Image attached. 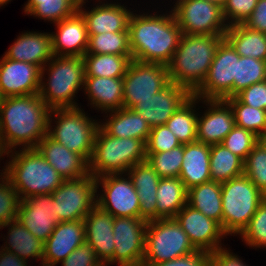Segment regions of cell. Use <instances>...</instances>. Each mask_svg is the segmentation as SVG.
Listing matches in <instances>:
<instances>
[{
	"mask_svg": "<svg viewBox=\"0 0 266 266\" xmlns=\"http://www.w3.org/2000/svg\"><path fill=\"white\" fill-rule=\"evenodd\" d=\"M50 110L39 94L4 98L0 107V147L3 152L36 148L48 135Z\"/></svg>",
	"mask_w": 266,
	"mask_h": 266,
	"instance_id": "1",
	"label": "cell"
},
{
	"mask_svg": "<svg viewBox=\"0 0 266 266\" xmlns=\"http://www.w3.org/2000/svg\"><path fill=\"white\" fill-rule=\"evenodd\" d=\"M140 12L134 10L129 20L132 59L168 65L176 51L182 31L171 9ZM136 12V13H135ZM150 13V14H149ZM161 13V14H160Z\"/></svg>",
	"mask_w": 266,
	"mask_h": 266,
	"instance_id": "2",
	"label": "cell"
},
{
	"mask_svg": "<svg viewBox=\"0 0 266 266\" xmlns=\"http://www.w3.org/2000/svg\"><path fill=\"white\" fill-rule=\"evenodd\" d=\"M225 35H182L167 65L171 83L187 88L192 94L208 74L219 43Z\"/></svg>",
	"mask_w": 266,
	"mask_h": 266,
	"instance_id": "3",
	"label": "cell"
},
{
	"mask_svg": "<svg viewBox=\"0 0 266 266\" xmlns=\"http://www.w3.org/2000/svg\"><path fill=\"white\" fill-rule=\"evenodd\" d=\"M5 156L6 165L0 171L11 181L21 200L51 194L64 181L36 148L13 150Z\"/></svg>",
	"mask_w": 266,
	"mask_h": 266,
	"instance_id": "4",
	"label": "cell"
},
{
	"mask_svg": "<svg viewBox=\"0 0 266 266\" xmlns=\"http://www.w3.org/2000/svg\"><path fill=\"white\" fill-rule=\"evenodd\" d=\"M84 81L82 57L54 56L41 69L39 96L51 110L80 107L75 97L83 92Z\"/></svg>",
	"mask_w": 266,
	"mask_h": 266,
	"instance_id": "5",
	"label": "cell"
},
{
	"mask_svg": "<svg viewBox=\"0 0 266 266\" xmlns=\"http://www.w3.org/2000/svg\"><path fill=\"white\" fill-rule=\"evenodd\" d=\"M93 118L81 106L52 109L48 119V135L89 163L100 121L98 117Z\"/></svg>",
	"mask_w": 266,
	"mask_h": 266,
	"instance_id": "6",
	"label": "cell"
},
{
	"mask_svg": "<svg viewBox=\"0 0 266 266\" xmlns=\"http://www.w3.org/2000/svg\"><path fill=\"white\" fill-rule=\"evenodd\" d=\"M145 161L146 145L142 140L112 137L99 126L89 162V173L93 177L127 173L131 167Z\"/></svg>",
	"mask_w": 266,
	"mask_h": 266,
	"instance_id": "7",
	"label": "cell"
},
{
	"mask_svg": "<svg viewBox=\"0 0 266 266\" xmlns=\"http://www.w3.org/2000/svg\"><path fill=\"white\" fill-rule=\"evenodd\" d=\"M265 198L266 195L245 174L221 183L224 233L227 236H239Z\"/></svg>",
	"mask_w": 266,
	"mask_h": 266,
	"instance_id": "8",
	"label": "cell"
},
{
	"mask_svg": "<svg viewBox=\"0 0 266 266\" xmlns=\"http://www.w3.org/2000/svg\"><path fill=\"white\" fill-rule=\"evenodd\" d=\"M197 249L175 218L148 221L142 266H152Z\"/></svg>",
	"mask_w": 266,
	"mask_h": 266,
	"instance_id": "9",
	"label": "cell"
},
{
	"mask_svg": "<svg viewBox=\"0 0 266 266\" xmlns=\"http://www.w3.org/2000/svg\"><path fill=\"white\" fill-rule=\"evenodd\" d=\"M170 5L182 35H225L222 8L206 0H174Z\"/></svg>",
	"mask_w": 266,
	"mask_h": 266,
	"instance_id": "10",
	"label": "cell"
},
{
	"mask_svg": "<svg viewBox=\"0 0 266 266\" xmlns=\"http://www.w3.org/2000/svg\"><path fill=\"white\" fill-rule=\"evenodd\" d=\"M96 189L97 205L114 218L140 217L139 197L127 173L107 174L96 178Z\"/></svg>",
	"mask_w": 266,
	"mask_h": 266,
	"instance_id": "11",
	"label": "cell"
},
{
	"mask_svg": "<svg viewBox=\"0 0 266 266\" xmlns=\"http://www.w3.org/2000/svg\"><path fill=\"white\" fill-rule=\"evenodd\" d=\"M169 82L166 65L133 59L123 77V107L132 109L139 101L153 97Z\"/></svg>",
	"mask_w": 266,
	"mask_h": 266,
	"instance_id": "12",
	"label": "cell"
},
{
	"mask_svg": "<svg viewBox=\"0 0 266 266\" xmlns=\"http://www.w3.org/2000/svg\"><path fill=\"white\" fill-rule=\"evenodd\" d=\"M239 58L240 55L224 38L216 49L206 79L193 96L203 100H225L233 97L236 61Z\"/></svg>",
	"mask_w": 266,
	"mask_h": 266,
	"instance_id": "13",
	"label": "cell"
},
{
	"mask_svg": "<svg viewBox=\"0 0 266 266\" xmlns=\"http://www.w3.org/2000/svg\"><path fill=\"white\" fill-rule=\"evenodd\" d=\"M96 178L90 173L80 179L64 180L51 194L62 222L83 220L97 205Z\"/></svg>",
	"mask_w": 266,
	"mask_h": 266,
	"instance_id": "14",
	"label": "cell"
},
{
	"mask_svg": "<svg viewBox=\"0 0 266 266\" xmlns=\"http://www.w3.org/2000/svg\"><path fill=\"white\" fill-rule=\"evenodd\" d=\"M147 221L140 217L114 218L115 251L108 266H142L145 255Z\"/></svg>",
	"mask_w": 266,
	"mask_h": 266,
	"instance_id": "15",
	"label": "cell"
},
{
	"mask_svg": "<svg viewBox=\"0 0 266 266\" xmlns=\"http://www.w3.org/2000/svg\"><path fill=\"white\" fill-rule=\"evenodd\" d=\"M116 1L96 0L94 2L98 3H93L91 5L93 8L90 9L86 4L89 3L88 0H80L78 12L85 19L88 35H98L105 32H129V20L135 9L128 8L126 2L122 4L119 0Z\"/></svg>",
	"mask_w": 266,
	"mask_h": 266,
	"instance_id": "16",
	"label": "cell"
},
{
	"mask_svg": "<svg viewBox=\"0 0 266 266\" xmlns=\"http://www.w3.org/2000/svg\"><path fill=\"white\" fill-rule=\"evenodd\" d=\"M17 220L43 243L62 222L56 214V200L52 194L34 195L21 200Z\"/></svg>",
	"mask_w": 266,
	"mask_h": 266,
	"instance_id": "17",
	"label": "cell"
},
{
	"mask_svg": "<svg viewBox=\"0 0 266 266\" xmlns=\"http://www.w3.org/2000/svg\"><path fill=\"white\" fill-rule=\"evenodd\" d=\"M174 218L196 249L211 253L227 246L222 243L228 237L221 225L188 204Z\"/></svg>",
	"mask_w": 266,
	"mask_h": 266,
	"instance_id": "18",
	"label": "cell"
},
{
	"mask_svg": "<svg viewBox=\"0 0 266 266\" xmlns=\"http://www.w3.org/2000/svg\"><path fill=\"white\" fill-rule=\"evenodd\" d=\"M200 103L203 106L198 107L197 141L208 145L219 144L236 126L233 110L230 104L222 99H200ZM200 107L206 110H200Z\"/></svg>",
	"mask_w": 266,
	"mask_h": 266,
	"instance_id": "19",
	"label": "cell"
},
{
	"mask_svg": "<svg viewBox=\"0 0 266 266\" xmlns=\"http://www.w3.org/2000/svg\"><path fill=\"white\" fill-rule=\"evenodd\" d=\"M193 94L185 87L169 82L153 97L139 101L132 109L153 128L165 125L168 119L184 105Z\"/></svg>",
	"mask_w": 266,
	"mask_h": 266,
	"instance_id": "20",
	"label": "cell"
},
{
	"mask_svg": "<svg viewBox=\"0 0 266 266\" xmlns=\"http://www.w3.org/2000/svg\"><path fill=\"white\" fill-rule=\"evenodd\" d=\"M41 69L38 66L5 58L0 59V90L4 98L39 94Z\"/></svg>",
	"mask_w": 266,
	"mask_h": 266,
	"instance_id": "21",
	"label": "cell"
},
{
	"mask_svg": "<svg viewBox=\"0 0 266 266\" xmlns=\"http://www.w3.org/2000/svg\"><path fill=\"white\" fill-rule=\"evenodd\" d=\"M52 52L54 56L83 57L88 49V33L85 19L77 12L70 18L54 24Z\"/></svg>",
	"mask_w": 266,
	"mask_h": 266,
	"instance_id": "22",
	"label": "cell"
},
{
	"mask_svg": "<svg viewBox=\"0 0 266 266\" xmlns=\"http://www.w3.org/2000/svg\"><path fill=\"white\" fill-rule=\"evenodd\" d=\"M84 241L83 220L58 223L44 243L42 266H57Z\"/></svg>",
	"mask_w": 266,
	"mask_h": 266,
	"instance_id": "23",
	"label": "cell"
},
{
	"mask_svg": "<svg viewBox=\"0 0 266 266\" xmlns=\"http://www.w3.org/2000/svg\"><path fill=\"white\" fill-rule=\"evenodd\" d=\"M3 56L42 69L54 57L51 33L37 30L19 33Z\"/></svg>",
	"mask_w": 266,
	"mask_h": 266,
	"instance_id": "24",
	"label": "cell"
},
{
	"mask_svg": "<svg viewBox=\"0 0 266 266\" xmlns=\"http://www.w3.org/2000/svg\"><path fill=\"white\" fill-rule=\"evenodd\" d=\"M36 149L64 180L80 179L89 174V163L81 155L49 135L41 139Z\"/></svg>",
	"mask_w": 266,
	"mask_h": 266,
	"instance_id": "25",
	"label": "cell"
},
{
	"mask_svg": "<svg viewBox=\"0 0 266 266\" xmlns=\"http://www.w3.org/2000/svg\"><path fill=\"white\" fill-rule=\"evenodd\" d=\"M85 240L93 247L97 258L107 263L114 254V217L96 205L83 219Z\"/></svg>",
	"mask_w": 266,
	"mask_h": 266,
	"instance_id": "26",
	"label": "cell"
},
{
	"mask_svg": "<svg viewBox=\"0 0 266 266\" xmlns=\"http://www.w3.org/2000/svg\"><path fill=\"white\" fill-rule=\"evenodd\" d=\"M83 92L88 106L101 114L123 107V78L85 77Z\"/></svg>",
	"mask_w": 266,
	"mask_h": 266,
	"instance_id": "27",
	"label": "cell"
},
{
	"mask_svg": "<svg viewBox=\"0 0 266 266\" xmlns=\"http://www.w3.org/2000/svg\"><path fill=\"white\" fill-rule=\"evenodd\" d=\"M103 115L104 119L99 121V126L108 135L118 138H135L146 144L151 127L139 113L133 109L122 107Z\"/></svg>",
	"mask_w": 266,
	"mask_h": 266,
	"instance_id": "28",
	"label": "cell"
},
{
	"mask_svg": "<svg viewBox=\"0 0 266 266\" xmlns=\"http://www.w3.org/2000/svg\"><path fill=\"white\" fill-rule=\"evenodd\" d=\"M127 174L139 197L140 218L147 222L157 220L156 192L160 177L147 161L134 165Z\"/></svg>",
	"mask_w": 266,
	"mask_h": 266,
	"instance_id": "29",
	"label": "cell"
},
{
	"mask_svg": "<svg viewBox=\"0 0 266 266\" xmlns=\"http://www.w3.org/2000/svg\"><path fill=\"white\" fill-rule=\"evenodd\" d=\"M179 179L187 189L211 181L210 145L199 141L183 144Z\"/></svg>",
	"mask_w": 266,
	"mask_h": 266,
	"instance_id": "30",
	"label": "cell"
},
{
	"mask_svg": "<svg viewBox=\"0 0 266 266\" xmlns=\"http://www.w3.org/2000/svg\"><path fill=\"white\" fill-rule=\"evenodd\" d=\"M3 228L8 229V232L7 235H4L5 238L2 237L5 242H3L1 248L13 252L23 260L41 261L39 265L42 266L44 257V243L42 241L27 230L17 219L0 227L1 230Z\"/></svg>",
	"mask_w": 266,
	"mask_h": 266,
	"instance_id": "31",
	"label": "cell"
},
{
	"mask_svg": "<svg viewBox=\"0 0 266 266\" xmlns=\"http://www.w3.org/2000/svg\"><path fill=\"white\" fill-rule=\"evenodd\" d=\"M224 38L240 56L266 61V33L236 24L228 27Z\"/></svg>",
	"mask_w": 266,
	"mask_h": 266,
	"instance_id": "32",
	"label": "cell"
},
{
	"mask_svg": "<svg viewBox=\"0 0 266 266\" xmlns=\"http://www.w3.org/2000/svg\"><path fill=\"white\" fill-rule=\"evenodd\" d=\"M188 189L176 178H160L157 187V220L174 218L187 204Z\"/></svg>",
	"mask_w": 266,
	"mask_h": 266,
	"instance_id": "33",
	"label": "cell"
},
{
	"mask_svg": "<svg viewBox=\"0 0 266 266\" xmlns=\"http://www.w3.org/2000/svg\"><path fill=\"white\" fill-rule=\"evenodd\" d=\"M187 204L222 227L221 183L210 181L188 189Z\"/></svg>",
	"mask_w": 266,
	"mask_h": 266,
	"instance_id": "34",
	"label": "cell"
},
{
	"mask_svg": "<svg viewBox=\"0 0 266 266\" xmlns=\"http://www.w3.org/2000/svg\"><path fill=\"white\" fill-rule=\"evenodd\" d=\"M79 3L80 0H27L22 9L25 15L37 17L54 25L75 15Z\"/></svg>",
	"mask_w": 266,
	"mask_h": 266,
	"instance_id": "35",
	"label": "cell"
},
{
	"mask_svg": "<svg viewBox=\"0 0 266 266\" xmlns=\"http://www.w3.org/2000/svg\"><path fill=\"white\" fill-rule=\"evenodd\" d=\"M200 99L192 96L166 122L181 144L197 141V119Z\"/></svg>",
	"mask_w": 266,
	"mask_h": 266,
	"instance_id": "36",
	"label": "cell"
},
{
	"mask_svg": "<svg viewBox=\"0 0 266 266\" xmlns=\"http://www.w3.org/2000/svg\"><path fill=\"white\" fill-rule=\"evenodd\" d=\"M85 77L123 78L132 56L112 54H85L83 57Z\"/></svg>",
	"mask_w": 266,
	"mask_h": 266,
	"instance_id": "37",
	"label": "cell"
},
{
	"mask_svg": "<svg viewBox=\"0 0 266 266\" xmlns=\"http://www.w3.org/2000/svg\"><path fill=\"white\" fill-rule=\"evenodd\" d=\"M211 181L226 182L244 174L243 160L223 144L210 145Z\"/></svg>",
	"mask_w": 266,
	"mask_h": 266,
	"instance_id": "38",
	"label": "cell"
},
{
	"mask_svg": "<svg viewBox=\"0 0 266 266\" xmlns=\"http://www.w3.org/2000/svg\"><path fill=\"white\" fill-rule=\"evenodd\" d=\"M86 54H112L132 56L129 32H105L98 35H88Z\"/></svg>",
	"mask_w": 266,
	"mask_h": 266,
	"instance_id": "39",
	"label": "cell"
},
{
	"mask_svg": "<svg viewBox=\"0 0 266 266\" xmlns=\"http://www.w3.org/2000/svg\"><path fill=\"white\" fill-rule=\"evenodd\" d=\"M225 100L233 110L236 126L250 130L260 138L266 133V110L245 105L235 96Z\"/></svg>",
	"mask_w": 266,
	"mask_h": 266,
	"instance_id": "40",
	"label": "cell"
},
{
	"mask_svg": "<svg viewBox=\"0 0 266 266\" xmlns=\"http://www.w3.org/2000/svg\"><path fill=\"white\" fill-rule=\"evenodd\" d=\"M266 80V61L240 56L236 61L233 96L252 84Z\"/></svg>",
	"mask_w": 266,
	"mask_h": 266,
	"instance_id": "41",
	"label": "cell"
},
{
	"mask_svg": "<svg viewBox=\"0 0 266 266\" xmlns=\"http://www.w3.org/2000/svg\"><path fill=\"white\" fill-rule=\"evenodd\" d=\"M146 161L160 178L179 177L183 161V144L165 152L146 153Z\"/></svg>",
	"mask_w": 266,
	"mask_h": 266,
	"instance_id": "42",
	"label": "cell"
},
{
	"mask_svg": "<svg viewBox=\"0 0 266 266\" xmlns=\"http://www.w3.org/2000/svg\"><path fill=\"white\" fill-rule=\"evenodd\" d=\"M244 174L266 195V146L260 140L243 161Z\"/></svg>",
	"mask_w": 266,
	"mask_h": 266,
	"instance_id": "43",
	"label": "cell"
},
{
	"mask_svg": "<svg viewBox=\"0 0 266 266\" xmlns=\"http://www.w3.org/2000/svg\"><path fill=\"white\" fill-rule=\"evenodd\" d=\"M246 247L266 249V198L259 204L247 227L239 235Z\"/></svg>",
	"mask_w": 266,
	"mask_h": 266,
	"instance_id": "44",
	"label": "cell"
},
{
	"mask_svg": "<svg viewBox=\"0 0 266 266\" xmlns=\"http://www.w3.org/2000/svg\"><path fill=\"white\" fill-rule=\"evenodd\" d=\"M20 197L11 181L0 172V227L17 219Z\"/></svg>",
	"mask_w": 266,
	"mask_h": 266,
	"instance_id": "45",
	"label": "cell"
},
{
	"mask_svg": "<svg viewBox=\"0 0 266 266\" xmlns=\"http://www.w3.org/2000/svg\"><path fill=\"white\" fill-rule=\"evenodd\" d=\"M259 141L260 137L255 133L235 126L221 144L244 161Z\"/></svg>",
	"mask_w": 266,
	"mask_h": 266,
	"instance_id": "46",
	"label": "cell"
},
{
	"mask_svg": "<svg viewBox=\"0 0 266 266\" xmlns=\"http://www.w3.org/2000/svg\"><path fill=\"white\" fill-rule=\"evenodd\" d=\"M145 145L146 153H159L169 151L181 143L166 125H161L151 128Z\"/></svg>",
	"mask_w": 266,
	"mask_h": 266,
	"instance_id": "47",
	"label": "cell"
},
{
	"mask_svg": "<svg viewBox=\"0 0 266 266\" xmlns=\"http://www.w3.org/2000/svg\"><path fill=\"white\" fill-rule=\"evenodd\" d=\"M258 0H226L222 7L224 19L228 26L244 24L251 16Z\"/></svg>",
	"mask_w": 266,
	"mask_h": 266,
	"instance_id": "48",
	"label": "cell"
},
{
	"mask_svg": "<svg viewBox=\"0 0 266 266\" xmlns=\"http://www.w3.org/2000/svg\"><path fill=\"white\" fill-rule=\"evenodd\" d=\"M101 263L93 247L85 240L61 262V266H96Z\"/></svg>",
	"mask_w": 266,
	"mask_h": 266,
	"instance_id": "49",
	"label": "cell"
},
{
	"mask_svg": "<svg viewBox=\"0 0 266 266\" xmlns=\"http://www.w3.org/2000/svg\"><path fill=\"white\" fill-rule=\"evenodd\" d=\"M235 97L243 104L266 110V80L252 84Z\"/></svg>",
	"mask_w": 266,
	"mask_h": 266,
	"instance_id": "50",
	"label": "cell"
},
{
	"mask_svg": "<svg viewBox=\"0 0 266 266\" xmlns=\"http://www.w3.org/2000/svg\"><path fill=\"white\" fill-rule=\"evenodd\" d=\"M152 266H210V252L197 249L187 255Z\"/></svg>",
	"mask_w": 266,
	"mask_h": 266,
	"instance_id": "51",
	"label": "cell"
},
{
	"mask_svg": "<svg viewBox=\"0 0 266 266\" xmlns=\"http://www.w3.org/2000/svg\"><path fill=\"white\" fill-rule=\"evenodd\" d=\"M210 266H249L242 257L235 254L230 248L222 247L210 253Z\"/></svg>",
	"mask_w": 266,
	"mask_h": 266,
	"instance_id": "52",
	"label": "cell"
},
{
	"mask_svg": "<svg viewBox=\"0 0 266 266\" xmlns=\"http://www.w3.org/2000/svg\"><path fill=\"white\" fill-rule=\"evenodd\" d=\"M244 25L249 29L266 33V0H258L251 16Z\"/></svg>",
	"mask_w": 266,
	"mask_h": 266,
	"instance_id": "53",
	"label": "cell"
},
{
	"mask_svg": "<svg viewBox=\"0 0 266 266\" xmlns=\"http://www.w3.org/2000/svg\"><path fill=\"white\" fill-rule=\"evenodd\" d=\"M0 266H28V261L0 247Z\"/></svg>",
	"mask_w": 266,
	"mask_h": 266,
	"instance_id": "54",
	"label": "cell"
},
{
	"mask_svg": "<svg viewBox=\"0 0 266 266\" xmlns=\"http://www.w3.org/2000/svg\"><path fill=\"white\" fill-rule=\"evenodd\" d=\"M206 1L214 3V4L218 5L221 8L224 6V4L226 2V0H206Z\"/></svg>",
	"mask_w": 266,
	"mask_h": 266,
	"instance_id": "55",
	"label": "cell"
},
{
	"mask_svg": "<svg viewBox=\"0 0 266 266\" xmlns=\"http://www.w3.org/2000/svg\"><path fill=\"white\" fill-rule=\"evenodd\" d=\"M11 1H12V0H0V7L9 4V2L11 3Z\"/></svg>",
	"mask_w": 266,
	"mask_h": 266,
	"instance_id": "56",
	"label": "cell"
},
{
	"mask_svg": "<svg viewBox=\"0 0 266 266\" xmlns=\"http://www.w3.org/2000/svg\"><path fill=\"white\" fill-rule=\"evenodd\" d=\"M4 156H5V153L3 152L2 148L0 147V160H4L5 159Z\"/></svg>",
	"mask_w": 266,
	"mask_h": 266,
	"instance_id": "57",
	"label": "cell"
},
{
	"mask_svg": "<svg viewBox=\"0 0 266 266\" xmlns=\"http://www.w3.org/2000/svg\"><path fill=\"white\" fill-rule=\"evenodd\" d=\"M260 140L264 143L266 146V133L260 138Z\"/></svg>",
	"mask_w": 266,
	"mask_h": 266,
	"instance_id": "58",
	"label": "cell"
},
{
	"mask_svg": "<svg viewBox=\"0 0 266 266\" xmlns=\"http://www.w3.org/2000/svg\"><path fill=\"white\" fill-rule=\"evenodd\" d=\"M3 99H4V96L2 95L1 90H0V107L2 105Z\"/></svg>",
	"mask_w": 266,
	"mask_h": 266,
	"instance_id": "59",
	"label": "cell"
},
{
	"mask_svg": "<svg viewBox=\"0 0 266 266\" xmlns=\"http://www.w3.org/2000/svg\"><path fill=\"white\" fill-rule=\"evenodd\" d=\"M96 266H108L106 263H101L100 265H96Z\"/></svg>",
	"mask_w": 266,
	"mask_h": 266,
	"instance_id": "60",
	"label": "cell"
}]
</instances>
